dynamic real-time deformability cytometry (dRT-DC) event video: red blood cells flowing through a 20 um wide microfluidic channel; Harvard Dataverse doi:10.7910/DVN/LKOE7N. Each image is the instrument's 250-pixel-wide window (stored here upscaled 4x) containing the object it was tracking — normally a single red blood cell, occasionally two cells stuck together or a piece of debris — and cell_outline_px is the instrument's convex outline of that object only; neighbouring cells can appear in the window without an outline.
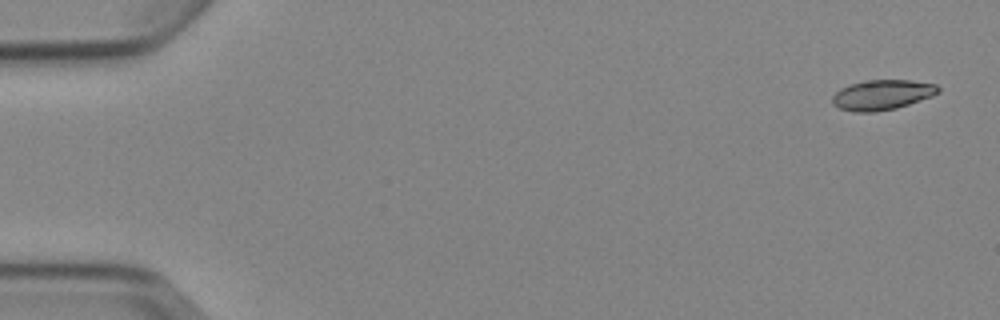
{"species": "Egyptian fruit bat (a non-hibernating species)", "species_latin": "Rousettus aegyptiacus", "temperature_condition": "cold", "stored_images_in_passage": 5, "camera_frame_rate_fps": 3000, "um_per_image_px": 0.085, "animal": {"sex": "female"}, "frame": {"image": 1, "passage_image": 1, "time_ms": 0.0, "image_size_px": [1000, 320], "cell_outline_px": [[940, 92], [932, 96], [896, 108], [876, 112], [856, 112], [840, 108], [832, 104], [832, 96], [840, 88], [848, 84], [864, 80], [912, 80], [936, 84], [940, 88]], "centroid_in_image_um": [74.97, 8.05], "position_along_channel_um": 10.0, "area_um2": 18.67}}
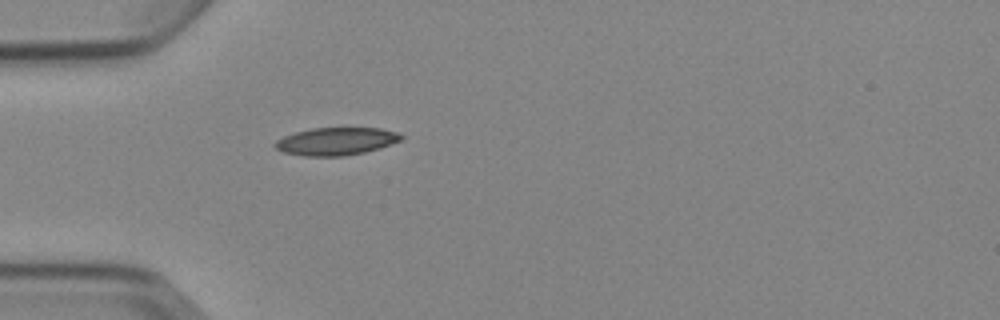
{"frame": {"image": 2, "passage_image": 5, "time_ms": 4.667, "image_size_px": [1000, 320], "cell_outline_px": [[404, 136], [400, 140], [380, 148], [364, 152], [344, 156], [304, 156], [284, 152], [276, 148], [272, 144], [276, 140], [284, 136], [296, 132], [312, 128], [380, 128], [400, 132]], "centroid_in_image_um": [28.58, 12.01], "position_along_channel_um": 56.4, "area_um2": 20.35}}